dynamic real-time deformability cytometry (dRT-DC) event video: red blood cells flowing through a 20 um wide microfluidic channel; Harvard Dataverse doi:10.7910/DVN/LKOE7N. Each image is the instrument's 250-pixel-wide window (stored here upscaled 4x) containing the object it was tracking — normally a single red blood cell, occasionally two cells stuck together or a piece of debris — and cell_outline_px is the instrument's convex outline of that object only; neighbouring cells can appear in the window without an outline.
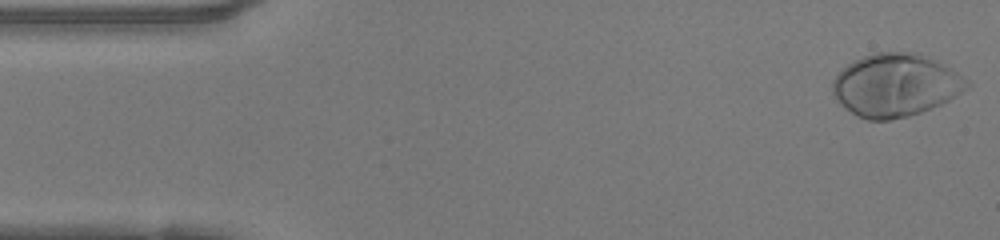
{"species": "human", "species_latin": "Homo sapiens", "temperature_condition": "warm", "stored_images_in_passage": 48, "camera_frame_rate_fps": 3000, "um_per_image_px": 0.085, "donor": {"sex": "female"}, "frame": {"image": 1, "passage_image": 1, "time_ms": 0.0, "image_size_px": [1000, 240], "cell_outline_px": [[972, 84], [968, 88], [948, 100], [940, 104], [920, 112], [908, 116], [892, 120], [868, 120], [852, 112], [840, 104], [832, 92], [832, 84], [836, 76], [848, 64], [864, 56], [876, 52], [916, 52], [956, 72], [968, 80]], "centroid_in_image_um": [76.11, 7.25], "position_along_channel_um": 8.9, "area_um2": 48.44}}
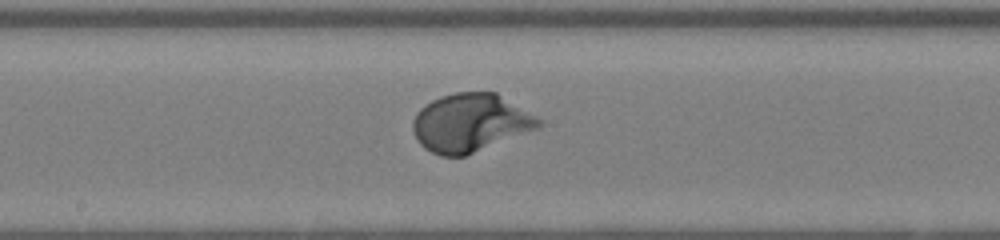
{"frame": {"image": 2, "passage_image": 24, "time_ms": 7.667, "image_size_px": [1000, 240], "cell_outline_px": [[544, 124], [536, 128], [464, 156], [440, 156], [424, 148], [420, 144], [412, 128], [412, 120], [416, 112], [424, 104], [440, 96], [456, 92], [496, 92], [544, 120]], "centroid_in_image_um": [39.96, 10.42], "position_along_channel_um": 208.2, "area_um2": 42.48}}
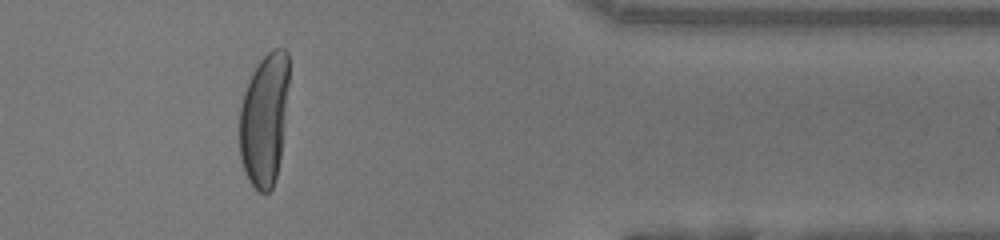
{"frame": {"image": 3, "passage_image": 39, "time_ms": 12.667, "image_size_px": [1000, 240], "cell_outline_px": [[288, 84], [280, 156], [276, 176], [272, 188], [268, 192], [260, 192], [248, 180], [244, 172], [240, 156], [240, 108], [244, 92], [252, 72], [260, 60], [272, 48], [284, 48], [288, 52]], "centroid_in_image_um": [22.45, 10.12], "position_along_channel_um": 388.9, "area_um2": 37.8}, "authors_computed_cell_mechanics": {"area_um2": 42.3096, "velocity_mm_per_s": 4.1468, "shape_relaxation_time_tau1_ms": 2.4739, "shape_relaxation_time_tau2_ms": null, "deformation_change_tau1": 0.2028, "deformation_change_tau2": null}}